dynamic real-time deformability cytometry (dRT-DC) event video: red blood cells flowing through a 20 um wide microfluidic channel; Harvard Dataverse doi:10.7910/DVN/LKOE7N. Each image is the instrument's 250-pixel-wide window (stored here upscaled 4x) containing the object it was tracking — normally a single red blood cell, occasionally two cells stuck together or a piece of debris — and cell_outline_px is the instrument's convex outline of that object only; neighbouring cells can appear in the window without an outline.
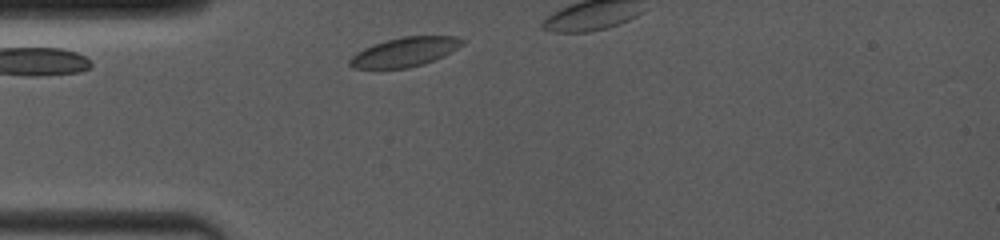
{"species": "common noctule bat (a hibernating species)", "species_latin": "Nyctalus noctula", "temperature_condition": "room temperature", "stored_images_in_passage": 12, "camera_frame_rate_fps": 4000, "um_per_image_px": 0.085, "animal": {"sex": "female", "body_mass_g": 19.0, "forearm_length_mm": 53.3}, "frame": {"image": 1, "passage_image": 3, "time_ms": 0.5, "image_size_px": [1000, 240], "cell_outline_px": [[464, 44], [424, 64], [408, 68], [352, 68], [348, 64], [348, 60], [356, 52], [372, 44], [384, 40], [404, 36], [460, 36], [464, 40]], "centroid_in_image_um": [34.36, 4.4], "position_along_channel_um": 50.6, "area_um2": 19.07}}